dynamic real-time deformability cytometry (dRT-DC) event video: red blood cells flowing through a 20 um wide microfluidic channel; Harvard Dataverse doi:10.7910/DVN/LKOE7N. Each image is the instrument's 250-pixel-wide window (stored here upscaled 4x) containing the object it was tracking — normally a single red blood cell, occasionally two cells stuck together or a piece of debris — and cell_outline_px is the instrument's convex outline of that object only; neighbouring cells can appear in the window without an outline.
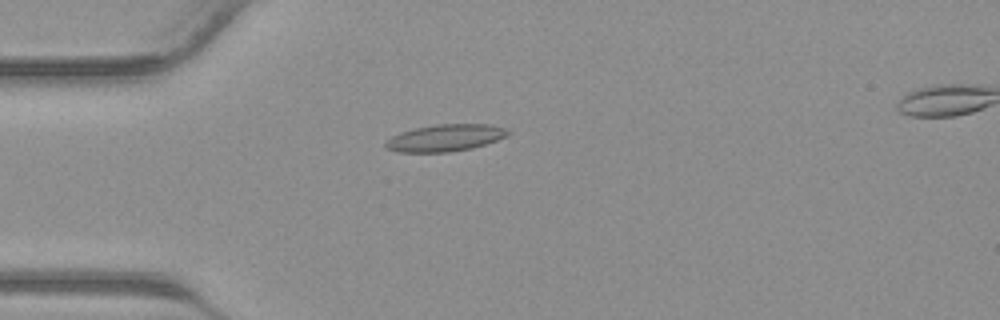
{"species": "common noctule bat (a hibernating species)", "species_latin": "Nyctalus noctula", "temperature_condition": "warm", "stored_images_in_passage": 37, "camera_frame_rate_fps": 3000, "um_per_image_px": 0.085, "animal": {"sex": "male", "body_mass_g": 23.1, "forearm_length_mm": 52.7}, "frame": {"image": 1, "passage_image": 7, "time_ms": 2.0, "image_size_px": [1000, 320], "cell_outline_px": [[512, 132], [508, 136], [472, 148], [452, 152], [396, 152], [388, 148], [384, 144], [384, 140], [400, 132], [416, 128], [436, 124], [488, 124], [504, 128]], "centroid_in_image_um": [37.83, 11.72], "position_along_channel_um": 47.2, "area_um2": 19.25}}
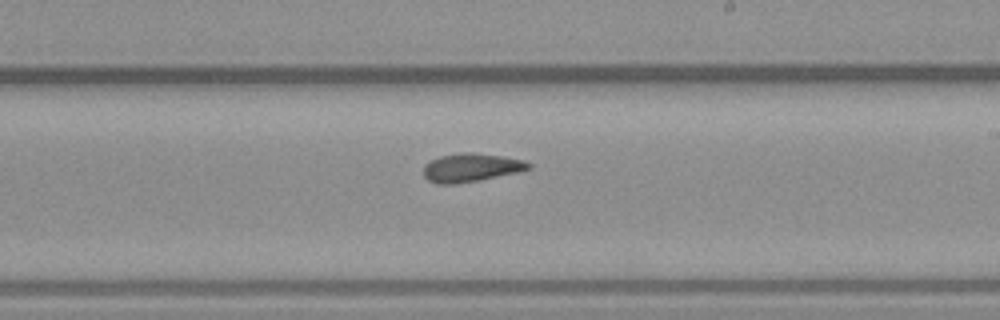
{"frame": {"image": 2, "passage_image": 20, "time_ms": 6.333, "image_size_px": [1000, 320], "cell_outline_px": [[532, 168], [516, 172], [480, 180], [452, 184], [436, 184], [428, 180], [424, 176], [424, 164], [440, 156], [464, 152], [472, 152], [500, 156], [524, 160], [532, 164]], "centroid_in_image_um": [40.03, 14.25], "position_along_channel_um": 249.0, "area_um2": 17.28}}
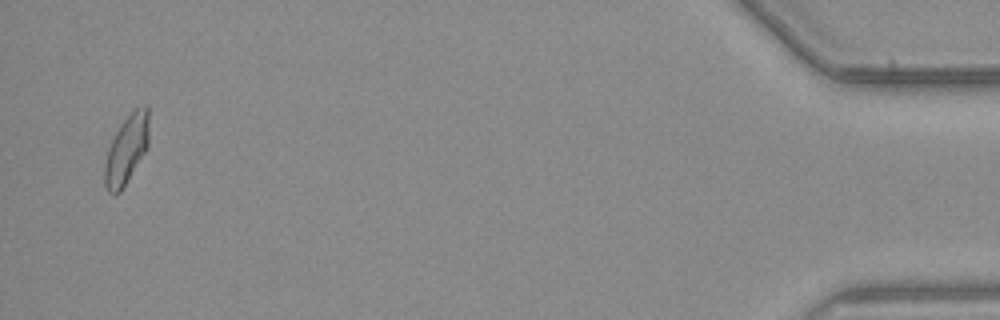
{"frame": {"image": 3, "passage_image": 36, "time_ms": 11.667, "image_size_px": [1000, 320], "cell_outline_px": [[148, 148], [120, 192], [116, 196], [112, 196], [108, 192], [104, 184], [104, 164], [108, 148], [120, 124], [136, 108], [144, 104], [148, 104]], "centroid_in_image_um": [10.74, 12.74], "position_along_channel_um": 424.5, "area_um2": 17.86}}